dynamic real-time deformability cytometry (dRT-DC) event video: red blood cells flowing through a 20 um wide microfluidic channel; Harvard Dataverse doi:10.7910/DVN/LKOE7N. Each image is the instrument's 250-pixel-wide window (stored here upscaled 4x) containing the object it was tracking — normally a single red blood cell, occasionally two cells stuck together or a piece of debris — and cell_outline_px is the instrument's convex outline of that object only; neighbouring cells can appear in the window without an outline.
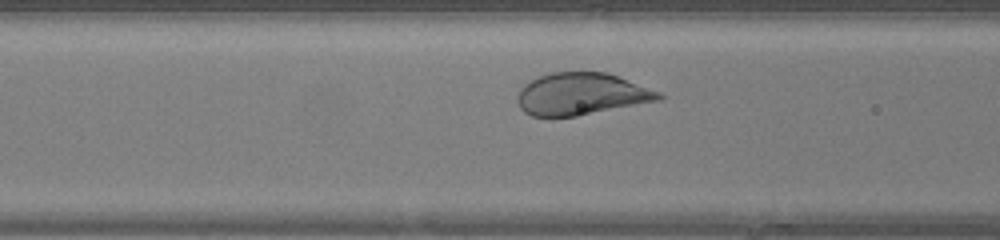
{"species": "human", "species_latin": "Homo sapiens", "temperature_condition": "warm", "stored_images_in_passage": 27, "camera_frame_rate_fps": 3000, "um_per_image_px": 0.085, "donor": {"sex": "female"}, "frame": {"image": 1, "passage_image": 8, "time_ms": 2.333, "image_size_px": [1000, 240], "cell_outline_px": [[664, 96], [660, 100], [576, 116], [532, 116], [524, 112], [520, 108], [516, 100], [516, 96], [520, 88], [524, 84], [540, 76], [552, 72], [608, 72], [660, 92]], "centroid_in_image_um": [49.39, 7.99], "position_along_channel_um": 117.2, "area_um2": 34.56}}
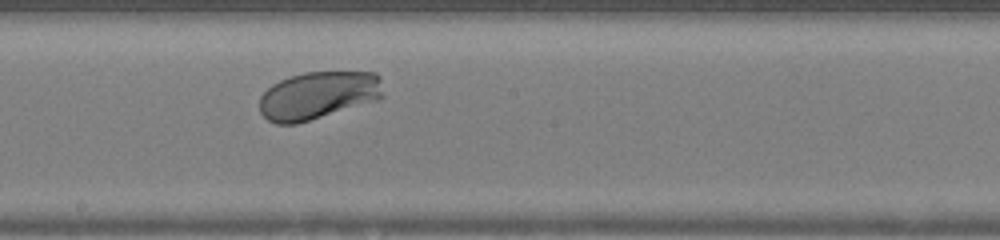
{"frame": {"image": 2, "passage_image": 15, "time_ms": 4.667, "image_size_px": [1000, 240], "cell_outline_px": [[384, 96], [376, 100], [296, 124], [276, 124], [268, 120], [260, 112], [260, 96], [272, 84], [288, 76], [304, 72], [376, 72], [380, 76]], "centroid_in_image_um": [27.03, 8.09], "position_along_channel_um": 221.2, "area_um2": 34.39}}
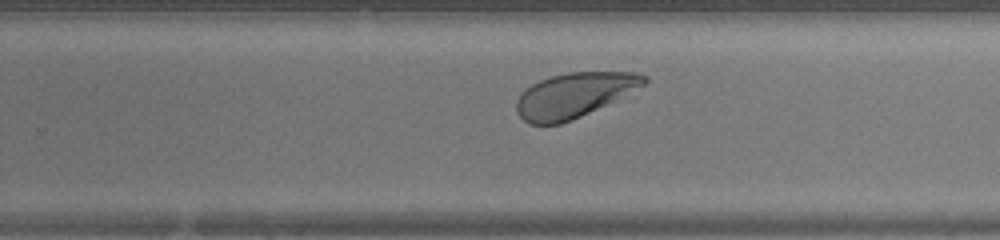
{"frame": {"image": 3, "passage_image": 19, "time_ms": 6.0, "image_size_px": [1000, 240], "cell_outline_px": [[648, 80], [644, 84], [572, 120], [560, 124], [528, 124], [516, 112], [516, 100], [532, 84], [540, 80], [552, 76], [568, 72], [636, 72], [648, 76]], "centroid_in_image_um": [48.75, 8.08], "position_along_channel_um": 281.1, "area_um2": 32.43}}